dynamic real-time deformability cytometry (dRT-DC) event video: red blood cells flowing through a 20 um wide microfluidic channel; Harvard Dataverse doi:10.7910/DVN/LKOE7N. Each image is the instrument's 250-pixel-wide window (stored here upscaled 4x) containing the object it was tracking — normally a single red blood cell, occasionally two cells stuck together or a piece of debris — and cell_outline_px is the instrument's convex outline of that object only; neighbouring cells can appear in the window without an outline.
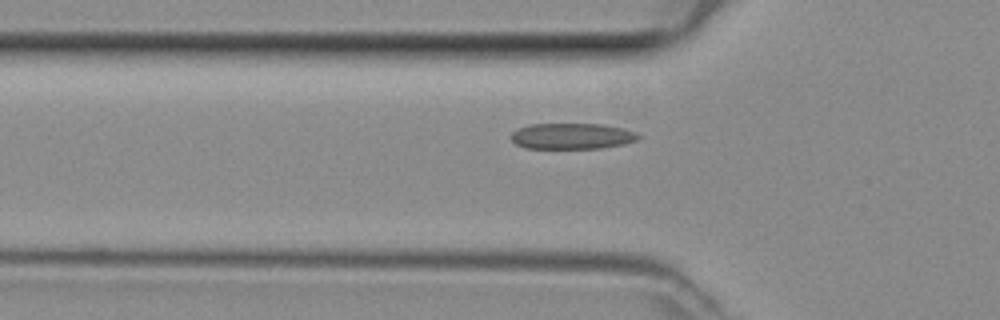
{"species": "common noctule bat (a hibernating species)", "species_latin": "Nyctalus noctula", "temperature_condition": "room temperature", "stored_images_in_passage": 34, "camera_frame_rate_fps": 3000, "um_per_image_px": 0.085, "animal": {"sex": "female", "body_mass_g": 29.2, "forearm_length_mm": 56.3}, "frame": {"image": 1, "passage_image": 8, "time_ms": 2.333, "image_size_px": [1000, 320], "cell_outline_px": [[640, 136], [636, 140], [624, 144], [600, 148], [524, 148], [516, 144], [512, 140], [512, 132], [528, 124], [600, 124], [624, 128], [636, 132]], "centroid_in_image_um": [48.62, 11.57], "position_along_channel_um": 77.2, "area_um2": 19.13}}
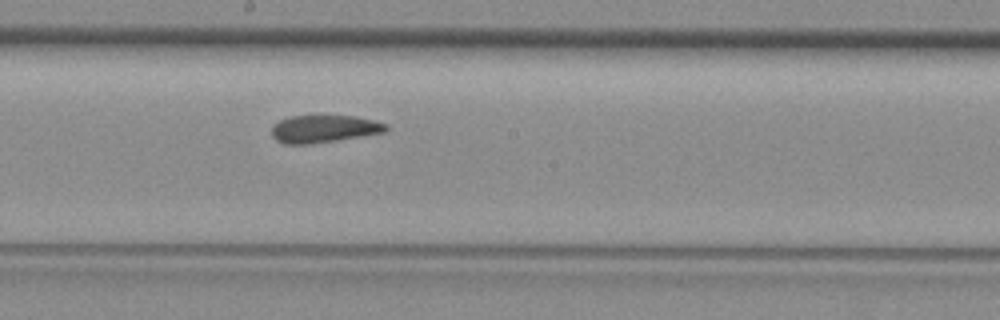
{"frame": {"image": 2, "passage_image": 18, "time_ms": 5.667, "image_size_px": [1000, 320], "cell_outline_px": [[388, 128], [384, 132], [336, 140], [308, 144], [284, 144], [276, 140], [272, 136], [272, 124], [288, 116], [356, 116], [376, 120], [388, 124]], "centroid_in_image_um": [27.52, 10.94], "position_along_channel_um": 220.7, "area_um2": 18.32}}
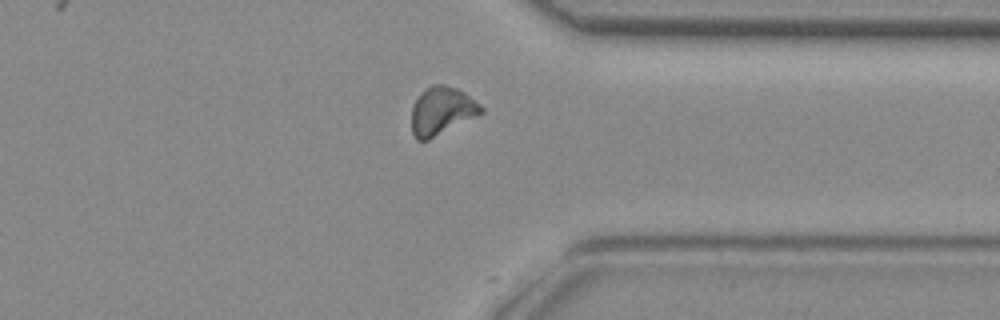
{"frame": {"image": 3, "passage_image": 29, "time_ms": 9.333, "image_size_px": [1000, 320], "cell_outline_px": [[484, 112], [428, 140], [416, 140], [412, 132], [412, 108], [416, 100], [424, 88], [432, 84], [444, 84], [456, 88], [464, 92], [480, 104], [484, 108]], "centroid_in_image_um": [37.54, 9.41], "position_along_channel_um": 373.9, "area_um2": 19.31}}